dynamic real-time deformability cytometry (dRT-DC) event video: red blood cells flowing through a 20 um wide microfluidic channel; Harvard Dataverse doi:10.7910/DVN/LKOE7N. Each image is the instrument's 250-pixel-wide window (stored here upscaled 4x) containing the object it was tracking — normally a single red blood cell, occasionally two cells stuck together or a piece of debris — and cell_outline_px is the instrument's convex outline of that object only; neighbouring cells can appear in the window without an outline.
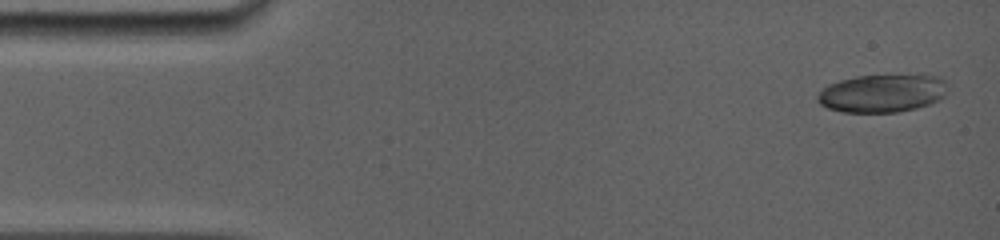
{"species": "common noctule bat (a hibernating species)", "species_latin": "Nyctalus noctula", "temperature_condition": "room temperature", "stored_images_in_passage": 21, "camera_frame_rate_fps": 5000, "um_per_image_px": 0.085, "animal": {"sex": "female", "body_mass_g": 19.0, "forearm_length_mm": 56.7}, "frame": {"image": 1, "passage_image": 1, "time_ms": 0.0, "image_size_px": [1000, 240], "cell_outline_px": [[944, 96], [940, 100], [916, 108], [896, 112], [840, 112], [828, 108], [820, 104], [816, 100], [816, 96], [828, 84], [840, 80], [856, 76], [920, 72], [924, 72], [940, 76], [944, 80]], "centroid_in_image_um": [75.02, 7.88], "position_along_channel_um": 10.0, "area_um2": 29.65}}